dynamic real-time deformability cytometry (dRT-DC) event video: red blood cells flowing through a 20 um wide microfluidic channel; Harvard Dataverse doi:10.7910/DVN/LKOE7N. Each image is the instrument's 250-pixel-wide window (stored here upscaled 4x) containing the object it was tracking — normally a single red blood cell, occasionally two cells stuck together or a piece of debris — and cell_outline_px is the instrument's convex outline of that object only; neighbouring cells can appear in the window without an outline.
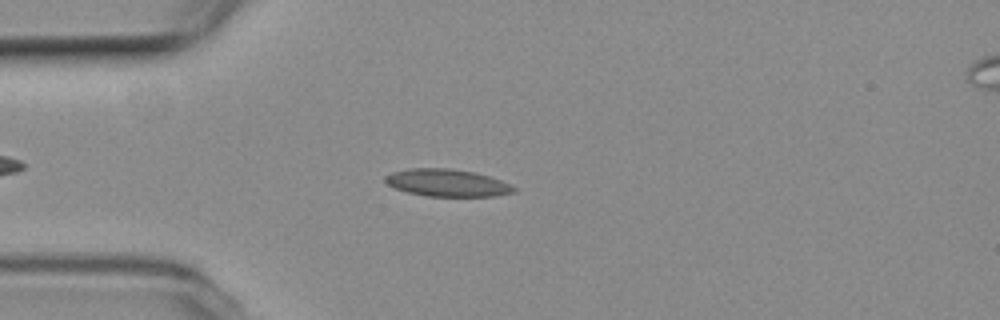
{"species": "common noctule bat (a hibernating species)", "species_latin": "Nyctalus noctula", "temperature_condition": "room temperature", "stored_images_in_passage": 39, "camera_frame_rate_fps": 3000, "um_per_image_px": 0.085, "animal": {"sex": "female", "body_mass_g": 19.3, "forearm_length_mm": 54.1}, "frame": {"image": 1, "passage_image": 7, "time_ms": 2.0, "image_size_px": [1000, 320], "cell_outline_px": [[516, 192], [496, 196], [424, 196], [408, 192], [396, 188], [388, 184], [384, 180], [384, 176], [392, 172], [408, 168], [448, 168], [476, 172], [500, 180], [516, 188]], "centroid_in_image_um": [38.0, 15.54], "position_along_channel_um": 47.0, "area_um2": 20.46}}
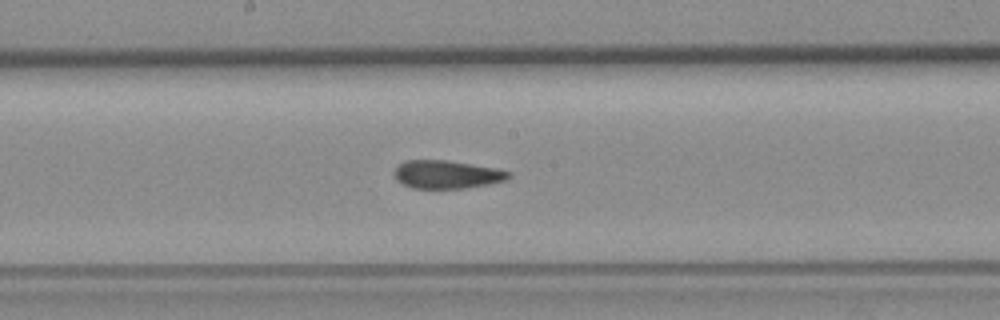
{"frame": {"image": 2, "passage_image": 21, "time_ms": 6.667, "image_size_px": [1000, 320], "cell_outline_px": [[512, 176], [504, 180], [488, 184], [464, 188], [412, 188], [396, 180], [396, 168], [400, 164], [408, 160], [444, 160], [496, 168], [508, 172]], "centroid_in_image_um": [37.98, 14.83], "position_along_channel_um": 210.2, "area_um2": 18.32}}
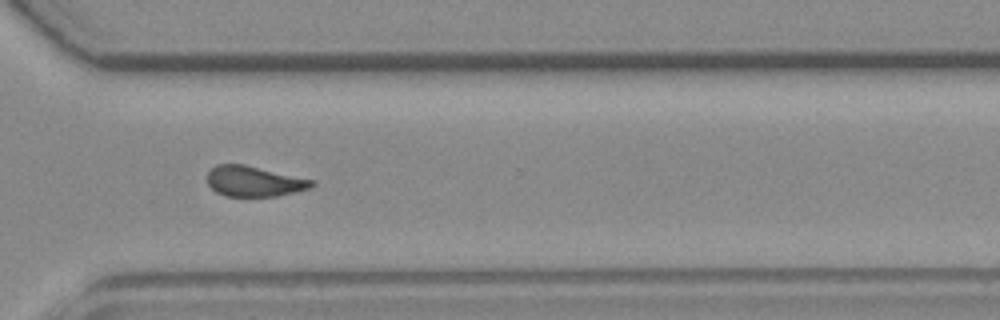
{"frame": {"image": 3, "passage_image": 32, "time_ms": 10.333, "image_size_px": [1000, 320], "cell_outline_px": [[316, 184], [312, 188], [276, 196], [224, 196], [216, 192], [208, 184], [208, 172], [216, 164], [244, 164], [316, 180]], "centroid_in_image_um": [21.64, 15.41], "position_along_channel_um": 349.0, "area_um2": 18.67}, "authors_computed_cell_mechanics": {"area_um2": 19.4786, "velocity_mm_per_s": 3.7858, "shape_relaxation_time_tau1_ms": null, "shape_relaxation_time_tau2_ms": 2.3139, "deformation_change_tau1": null, "deformation_change_tau2": 0.0972}}